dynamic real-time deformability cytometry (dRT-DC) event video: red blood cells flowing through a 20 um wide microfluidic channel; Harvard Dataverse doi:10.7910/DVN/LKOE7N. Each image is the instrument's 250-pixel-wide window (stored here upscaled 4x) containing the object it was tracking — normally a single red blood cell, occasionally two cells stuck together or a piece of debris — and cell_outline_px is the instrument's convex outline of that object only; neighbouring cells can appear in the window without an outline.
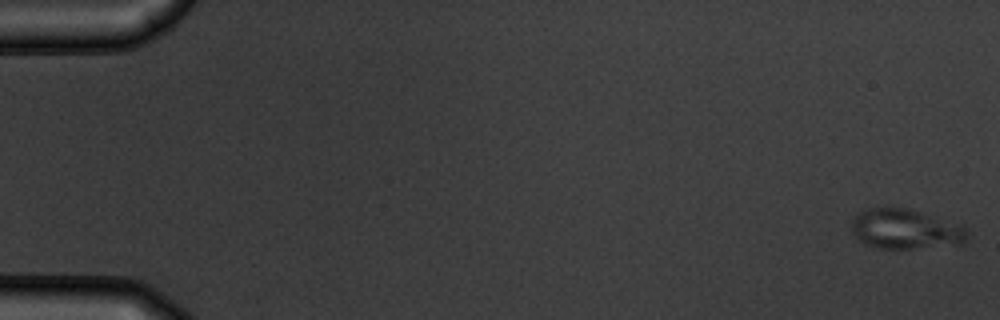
{"species": "common noctule bat (a hibernating species)", "species_latin": "Nyctalus noctula", "temperature_condition": "warm", "stored_images_in_passage": 17, "camera_frame_rate_fps": 3000, "um_per_image_px": 0.085, "animal": {"sex": "male", "body_mass_g": 19.5, "forearm_length_mm": 54.6}, "frame": {"image": 1, "passage_image": 1, "time_ms": 0.0, "image_size_px": [1000, 320], "cell_outline_px": [[968, 232], [964, 244], [912, 248], [880, 248], [864, 244], [852, 232], [852, 220], [860, 212], [868, 208], [884, 204], [912, 208], [964, 224]], "centroid_in_image_um": [77.0, 19.41], "position_along_channel_um": 8.0, "area_um2": 27.86}}